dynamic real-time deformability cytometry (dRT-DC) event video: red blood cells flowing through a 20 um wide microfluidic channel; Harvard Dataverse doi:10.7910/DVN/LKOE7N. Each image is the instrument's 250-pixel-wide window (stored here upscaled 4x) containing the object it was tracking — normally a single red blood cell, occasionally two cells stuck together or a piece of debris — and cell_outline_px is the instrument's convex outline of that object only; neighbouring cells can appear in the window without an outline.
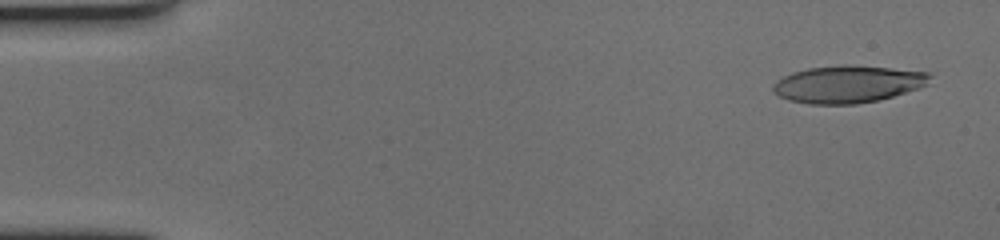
{"species": "human", "species_latin": "Homo sapiens", "temperature_condition": "cold", "stored_images_in_passage": 60, "camera_frame_rate_fps": 3000, "um_per_image_px": 0.085, "donor": {"sex": "female"}, "frame": {"image": 1, "passage_image": 3, "time_ms": 0.667, "image_size_px": [1000, 240], "cell_outline_px": [[932, 76], [928, 84], [920, 88], [880, 100], [856, 104], [808, 104], [788, 100], [772, 92], [772, 84], [776, 80], [792, 72], [808, 68], [844, 64], [892, 68], [928, 72]], "centroid_in_image_um": [72.06, 7.15], "position_along_channel_um": 12.9, "area_um2": 34.39}}
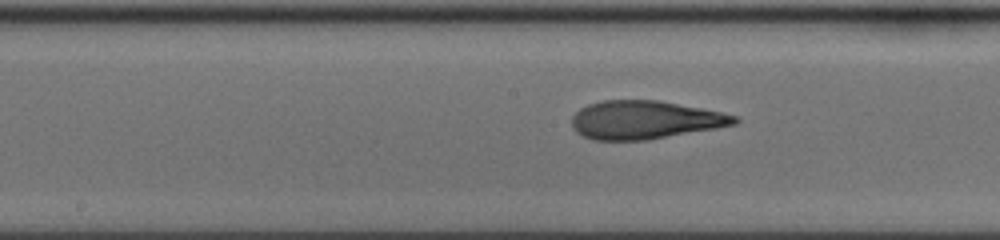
{"frame": {"image": 2, "passage_image": 31, "time_ms": 10.0, "image_size_px": [1000, 240], "cell_outline_px": [[740, 120], [736, 124], [716, 128], [648, 140], [592, 140], [576, 132], [572, 128], [572, 116], [580, 108], [588, 104], [604, 100], [660, 100], [740, 116]], "centroid_in_image_um": [54.81, 10.19], "position_along_channel_um": 193.4, "area_um2": 36.41}}
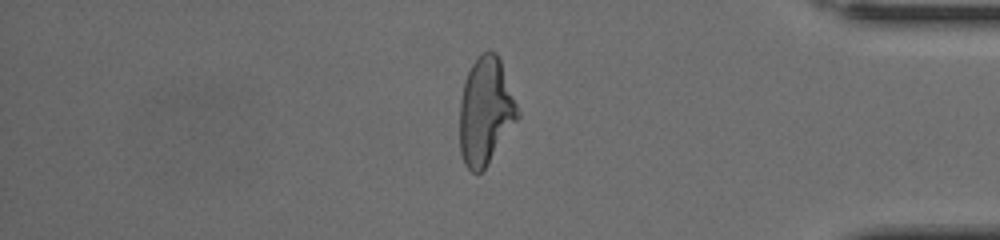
{"frame": {"image": 3, "passage_image": 51, "time_ms": 16.667, "image_size_px": [1000, 240], "cell_outline_px": [[520, 116], [488, 164], [480, 172], [472, 172], [464, 164], [460, 152], [460, 100], [464, 84], [468, 72], [472, 64], [484, 52], [496, 52], [500, 60], [520, 112]], "centroid_in_image_um": [41.27, 9.48], "position_along_channel_um": 393.9, "area_um2": 35.84}, "authors_computed_cell_mechanics": {"area_um2": 36.3851, "velocity_mm_per_s": 3.4224, "shape_relaxation_time_tau1_ms": 5.5725, "shape_relaxation_time_tau2_ms": 1.8385, "deformation_change_tau1": 0.2303, "deformation_change_tau2": 0.1092}}